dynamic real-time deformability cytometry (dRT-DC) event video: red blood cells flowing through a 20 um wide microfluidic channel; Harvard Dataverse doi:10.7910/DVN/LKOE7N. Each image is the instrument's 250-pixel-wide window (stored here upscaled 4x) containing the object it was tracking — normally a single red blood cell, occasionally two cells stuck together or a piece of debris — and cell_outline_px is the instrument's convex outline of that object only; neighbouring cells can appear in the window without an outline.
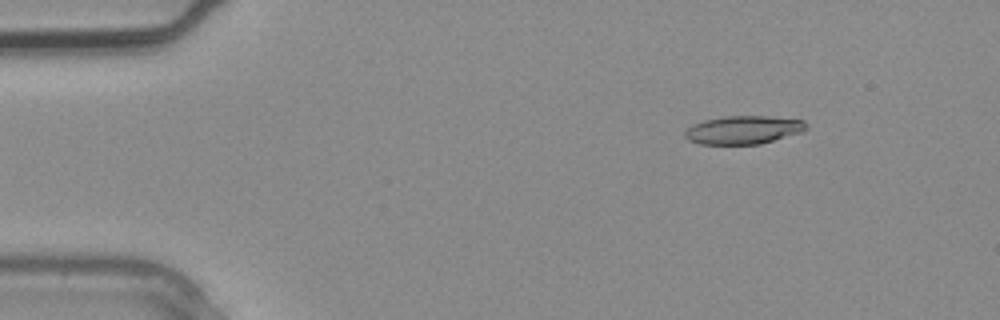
{"species": "common noctule bat (a hibernating species)", "species_latin": "Nyctalus noctula", "temperature_condition": "warm", "stored_images_in_passage": 2, "camera_frame_rate_fps": 3000, "um_per_image_px": 0.085, "animal": {"sex": "male", "body_mass_g": 20.4}, "frame": {"image": 1, "passage_image": 1, "time_ms": 0.0, "image_size_px": [1000, 320], "cell_outline_px": [[808, 128], [800, 132], [760, 144], [700, 144], [688, 140], [684, 136], [684, 132], [692, 124], [704, 120], [724, 116], [768, 116], [804, 120], [808, 124]], "centroid_in_image_um": [63.17, 11.03], "position_along_channel_um": 21.8, "area_um2": 20.0}}